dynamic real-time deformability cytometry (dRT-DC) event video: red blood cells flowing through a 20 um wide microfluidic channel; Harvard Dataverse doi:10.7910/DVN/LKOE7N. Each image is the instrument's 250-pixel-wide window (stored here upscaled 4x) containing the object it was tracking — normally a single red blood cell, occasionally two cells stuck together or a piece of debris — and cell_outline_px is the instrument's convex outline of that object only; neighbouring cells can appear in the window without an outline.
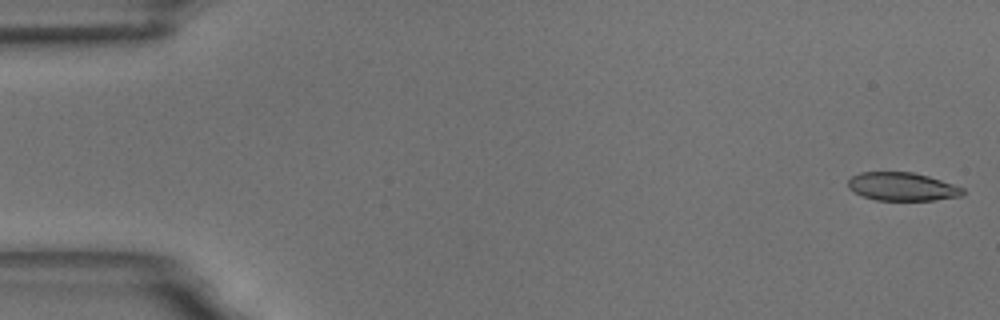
{"species": "common noctule bat (a hibernating species)", "species_latin": "Nyctalus noctula", "temperature_condition": "room temperature", "stored_images_in_passage": 57, "camera_frame_rate_fps": 3000, "um_per_image_px": 0.085, "animal": {"sex": "male", "body_mass_g": 18.8}, "frame": {"image": 1, "passage_image": 1, "time_ms": 0.0, "image_size_px": [1000, 320], "cell_outline_px": [[964, 192], [960, 196], [932, 200], [876, 200], [852, 192], [848, 188], [848, 180], [852, 176], [860, 172], [912, 172], [928, 176], [964, 188]], "centroid_in_image_um": [76.64, 15.86], "position_along_channel_um": 8.4, "area_um2": 18.79}}
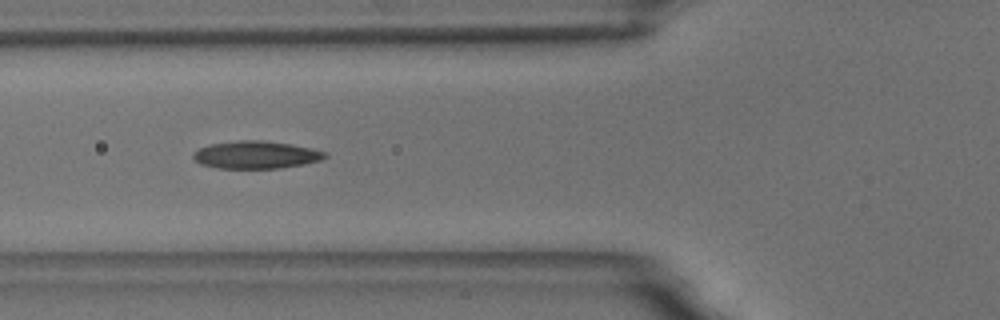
{"frame": {"image": 2, "passage_image": 21, "time_ms": 6.667, "image_size_px": [1000, 320], "cell_outline_px": [[328, 156], [320, 160], [304, 164], [280, 168], [216, 168], [200, 164], [192, 156], [200, 148], [208, 144], [236, 140], [260, 140], [288, 144], [312, 148], [328, 152]], "centroid_in_image_um": [21.77, 13.16], "position_along_channel_um": 104.0, "area_um2": 21.15}}
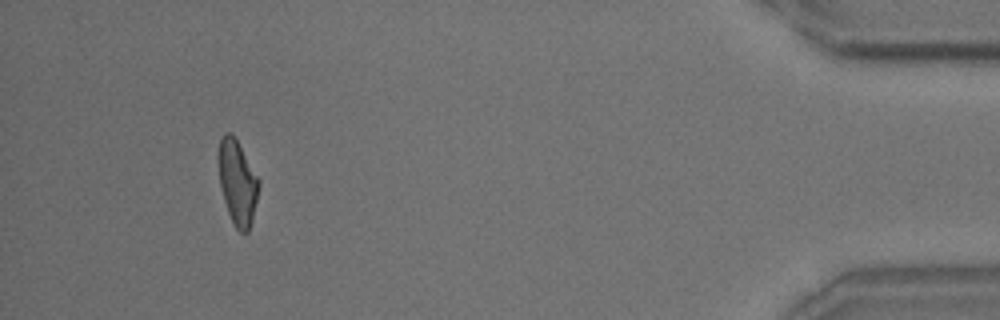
{"frame": {"image": 3, "passage_image": 53, "time_ms": 17.333, "image_size_px": [1000, 320], "cell_outline_px": [[260, 184], [252, 220], [248, 232], [240, 232], [236, 228], [228, 212], [224, 200], [220, 184], [216, 160], [216, 156], [220, 140], [224, 132], [232, 132], [260, 180]], "centroid_in_image_um": [20.16, 15.45], "position_along_channel_um": 415.0, "area_um2": 20.06}, "authors_computed_cell_mechanics": {"area_um2": 20.3456, "velocity_mm_per_s": 3.5257, "shape_relaxation_time_tau1_ms": 6.4762, "shape_relaxation_time_tau2_ms": 2.4749, "deformation_change_tau1": 0.1687, "deformation_change_tau2": 0.0998}}